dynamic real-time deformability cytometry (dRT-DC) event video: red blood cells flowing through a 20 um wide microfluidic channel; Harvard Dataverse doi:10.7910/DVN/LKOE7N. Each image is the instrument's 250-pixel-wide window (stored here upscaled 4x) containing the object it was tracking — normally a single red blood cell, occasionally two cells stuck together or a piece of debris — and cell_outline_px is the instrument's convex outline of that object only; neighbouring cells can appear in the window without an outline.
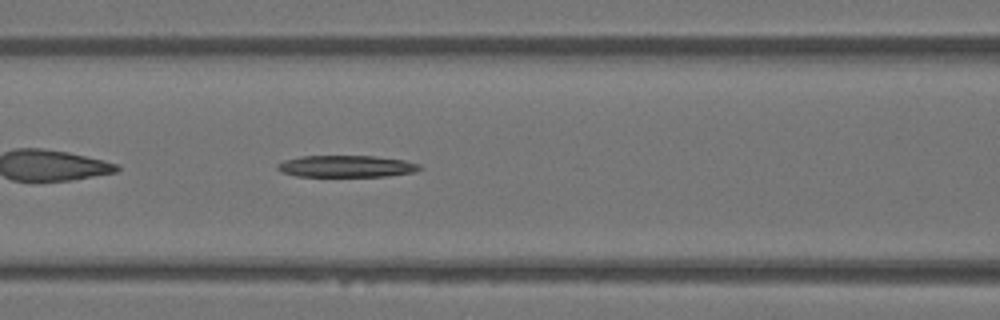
{"species": "Egyptian fruit bat (a non-hibernating species)", "species_latin": "Rousettus aegyptiacus", "temperature_condition": "warm", "stored_images_in_passage": 29, "camera_frame_rate_fps": 3000, "um_per_image_px": 0.085, "animal": {"sex": "female"}, "frame": {"image": 1, "passage_image": 20, "time_ms": 6.333, "image_size_px": [1000, 320], "cell_outline_px": [[420, 168], [416, 172], [388, 176], [296, 176], [280, 172], [276, 168], [276, 164], [284, 160], [300, 156], [376, 156], [404, 160], [420, 164]], "centroid_in_image_um": [29.41, 14.13], "position_along_channel_um": 137.2, "area_um2": 18.15}}
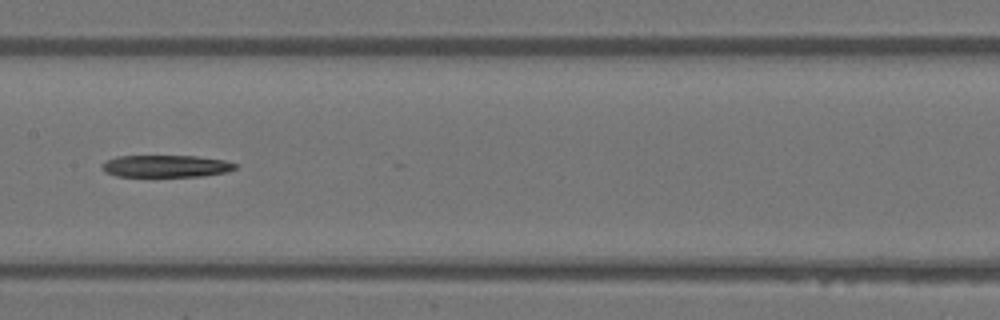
{"frame": {"image": 2, "passage_image": 24, "time_ms": 7.667, "image_size_px": [1000, 320], "cell_outline_px": [[236, 168], [224, 172], [204, 176], [116, 176], [104, 172], [100, 168], [100, 164], [116, 156], [196, 156], [224, 160], [236, 164]], "centroid_in_image_um": [14.04, 14.12], "position_along_channel_um": 193.4, "area_um2": 17.11}}